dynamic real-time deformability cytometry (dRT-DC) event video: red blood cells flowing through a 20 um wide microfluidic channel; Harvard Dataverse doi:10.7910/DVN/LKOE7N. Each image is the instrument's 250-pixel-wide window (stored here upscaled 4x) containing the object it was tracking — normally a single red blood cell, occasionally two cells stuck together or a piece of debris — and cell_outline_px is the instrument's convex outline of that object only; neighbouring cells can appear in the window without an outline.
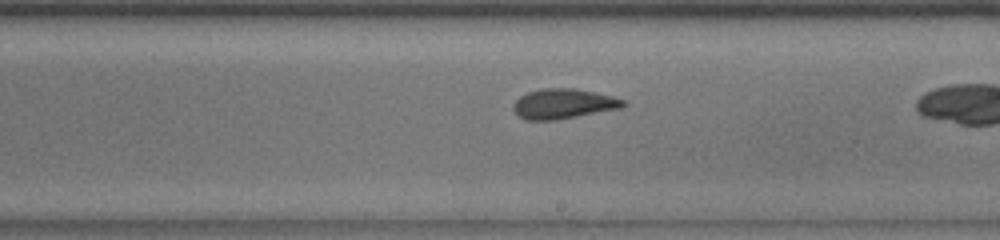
{"species": "common noctule bat (a hibernating species)", "species_latin": "Nyctalus noctula", "temperature_condition": "room temperature", "stored_images_in_passage": 24, "camera_frame_rate_fps": 3000, "um_per_image_px": 0.085, "animal": {"sex": "male", "body_mass_g": 13.0, "forearm_length_mm": 53.1}, "frame": {"image": 1, "passage_image": 13, "time_ms": 4.0, "image_size_px": [1000, 240], "cell_outline_px": [[628, 104], [620, 108], [556, 120], [524, 120], [512, 108], [512, 104], [520, 96], [528, 92], [540, 88], [572, 88], [612, 96], [624, 100]], "centroid_in_image_um": [47.86, 8.82], "position_along_channel_um": 241.1, "area_um2": 19.07}}
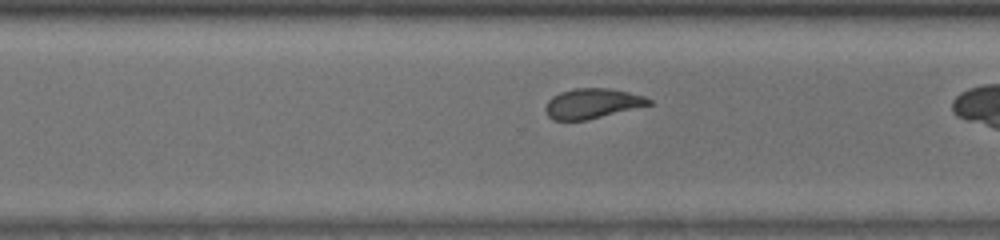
{"frame": {"image": 2, "passage_image": 19, "time_ms": 6.0, "image_size_px": [1000, 240], "cell_outline_px": [[652, 104], [588, 120], [552, 120], [548, 116], [544, 108], [548, 100], [552, 96], [560, 92], [576, 88], [608, 88], [628, 92], [644, 96], [652, 100]], "centroid_in_image_um": [50.32, 8.8], "position_along_channel_um": 320.3, "area_um2": 18.09}}
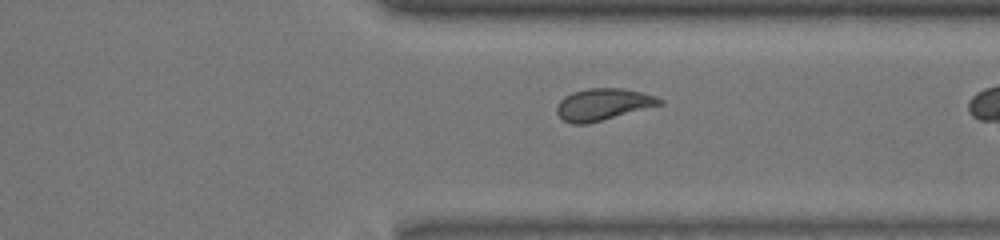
{"frame": {"image": 3, "passage_image": 22, "time_ms": 7.0, "image_size_px": [1000, 240], "cell_outline_px": [[664, 104], [588, 124], [572, 124], [564, 120], [556, 112], [556, 108], [560, 100], [564, 96], [572, 92], [588, 88], [620, 88], [640, 92], [656, 96], [664, 100]], "centroid_in_image_um": [51.27, 8.87], "position_along_channel_um": 360.1, "area_um2": 19.13}}